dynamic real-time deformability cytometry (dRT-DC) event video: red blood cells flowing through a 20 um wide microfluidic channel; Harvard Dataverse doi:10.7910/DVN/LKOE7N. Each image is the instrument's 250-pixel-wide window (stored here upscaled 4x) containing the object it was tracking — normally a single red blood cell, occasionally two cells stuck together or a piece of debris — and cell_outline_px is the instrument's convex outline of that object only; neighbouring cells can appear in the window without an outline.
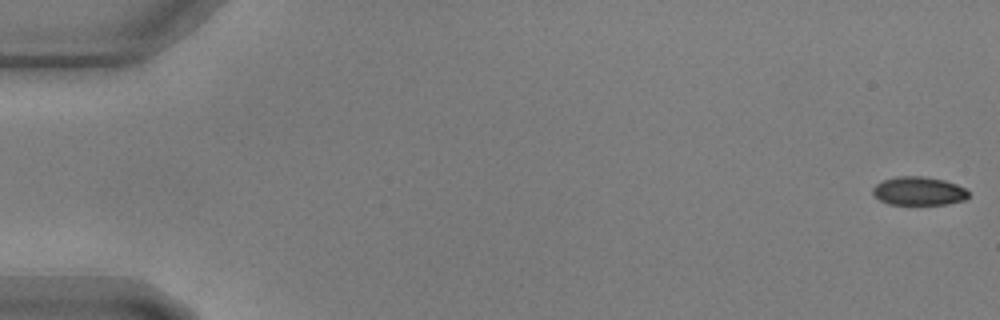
{"species": "common noctule bat (a hibernating species)", "species_latin": "Nyctalus noctula", "temperature_condition": "warm", "stored_images_in_passage": 58, "camera_frame_rate_fps": 3000, "um_per_image_px": 0.085, "animal": {"sex": "male", "body_mass_g": 17.9, "forearm_length_mm": 54.2}, "frame": {"image": 1, "passage_image": 1, "time_ms": 0.0, "image_size_px": [1000, 320], "cell_outline_px": [[968, 196], [964, 200], [948, 204], [888, 204], [880, 200], [872, 192], [872, 188], [876, 184], [884, 180], [896, 176], [924, 176], [944, 180], [956, 184], [964, 188], [968, 192]], "centroid_in_image_um": [78.08, 16.23], "position_along_channel_um": 6.9, "area_um2": 15.84}}
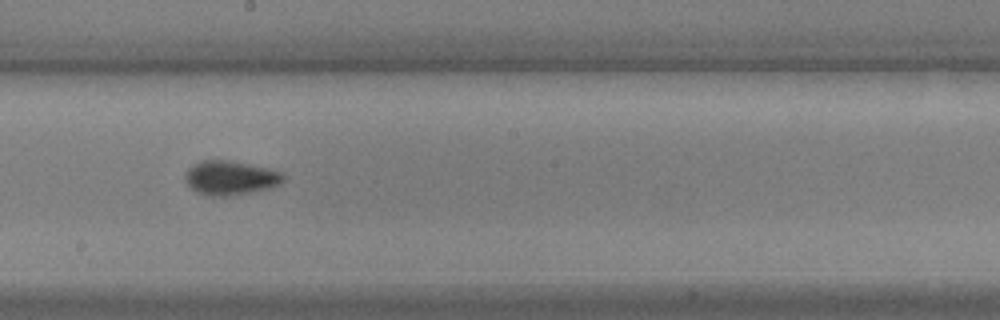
{"frame": {"image": 2, "passage_image": 33, "time_ms": 10.667, "image_size_px": [1000, 320], "cell_outline_px": [[288, 176], [280, 184], [268, 188], [228, 196], [208, 196], [196, 192], [184, 180], [184, 176], [188, 168], [192, 164], [200, 160], [228, 160], [268, 168], [284, 172]], "centroid_in_image_um": [19.58, 15.1], "position_along_channel_um": 228.6, "area_um2": 19.71}}
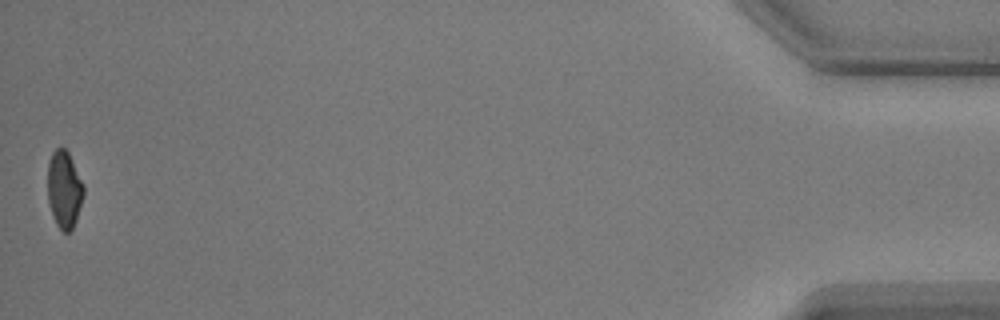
{"frame": {"image": 3, "passage_image": 58, "time_ms": 19.0, "image_size_px": [1000, 320], "cell_outline_px": [[84, 192], [76, 220], [72, 228], [68, 232], [64, 232], [56, 224], [52, 216], [48, 200], [48, 160], [52, 152], [56, 148], [64, 148], [68, 152], [84, 184]], "centroid_in_image_um": [5.45, 16.09], "position_along_channel_um": 429.8, "area_um2": 16.13}}